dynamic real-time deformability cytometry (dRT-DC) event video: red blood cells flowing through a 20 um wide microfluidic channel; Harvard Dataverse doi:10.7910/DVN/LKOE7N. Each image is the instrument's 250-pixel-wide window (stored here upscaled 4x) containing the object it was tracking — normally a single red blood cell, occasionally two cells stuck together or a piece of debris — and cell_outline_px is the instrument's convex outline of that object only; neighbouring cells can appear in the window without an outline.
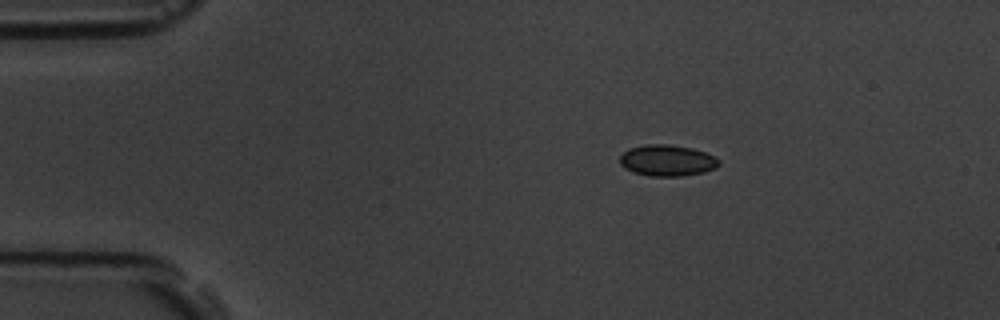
{"species": "common noctule bat (a hibernating species)", "species_latin": "Nyctalus noctula", "temperature_condition": "room temperature", "stored_images_in_passage": 5, "camera_frame_rate_fps": 3000, "um_per_image_px": 0.085, "animal": {"sex": "male", "body_mass_g": 19.5, "forearm_length_mm": 54.6}, "frame": {"image": 1, "passage_image": 3, "time_ms": 2.0, "image_size_px": [1000, 320], "cell_outline_px": [[720, 164], [716, 168], [704, 172], [680, 176], [652, 176], [636, 172], [624, 168], [620, 164], [620, 156], [628, 148], [648, 144], [668, 144], [692, 148], [716, 156], [720, 160]], "centroid_in_image_um": [56.74, 13.63], "position_along_channel_um": 28.3, "area_um2": 18.03}}